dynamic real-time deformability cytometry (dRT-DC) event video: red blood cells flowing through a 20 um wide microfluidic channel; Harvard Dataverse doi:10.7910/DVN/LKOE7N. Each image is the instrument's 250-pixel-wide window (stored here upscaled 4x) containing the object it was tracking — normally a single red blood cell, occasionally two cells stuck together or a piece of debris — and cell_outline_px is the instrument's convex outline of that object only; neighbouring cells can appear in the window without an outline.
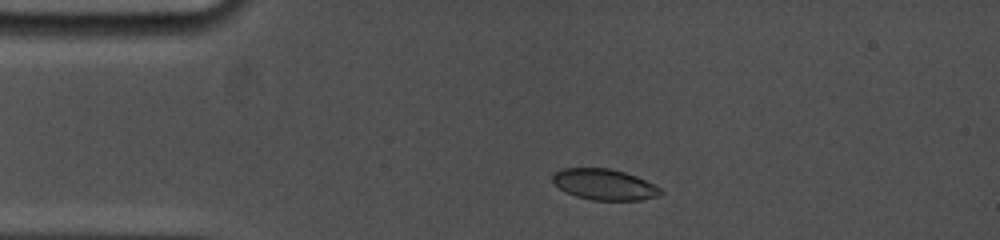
{"species": "common noctule bat (a hibernating species)", "species_latin": "Nyctalus noctula", "temperature_condition": "cold", "stored_images_in_passage": 3, "camera_frame_rate_fps": 5000, "um_per_image_px": 0.085, "animal": {"sex": "female", "body_mass_g": 19.0, "forearm_length_mm": 53.3}, "frame": {"image": 1, "passage_image": 2, "time_ms": 1.2, "image_size_px": [1000, 240], "cell_outline_px": [[664, 192], [660, 196], [640, 200], [592, 200], [576, 196], [564, 192], [552, 180], [552, 176], [556, 172], [564, 168], [608, 168], [624, 172], [636, 176], [660, 188]], "centroid_in_image_um": [51.38, 15.69], "position_along_channel_um": 33.6, "area_um2": 19.36}}